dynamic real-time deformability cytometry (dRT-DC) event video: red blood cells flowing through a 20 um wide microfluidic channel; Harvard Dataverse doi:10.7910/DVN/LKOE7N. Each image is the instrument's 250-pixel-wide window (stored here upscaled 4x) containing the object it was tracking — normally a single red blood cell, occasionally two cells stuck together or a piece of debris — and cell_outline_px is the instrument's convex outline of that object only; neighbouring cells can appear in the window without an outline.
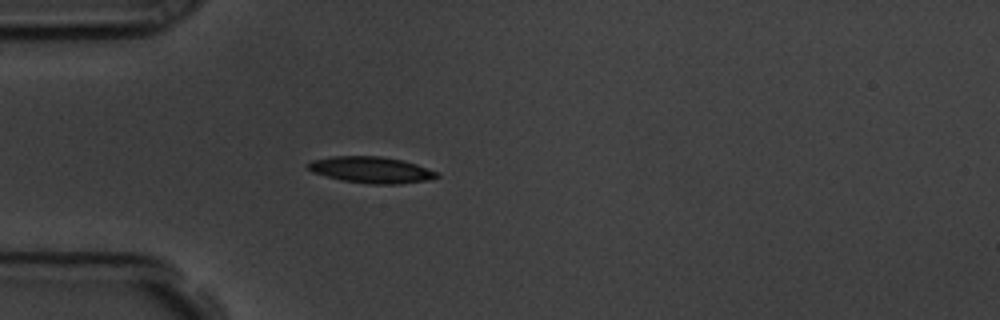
{"species": "common noctule bat (a hibernating species)", "species_latin": "Nyctalus noctula", "temperature_condition": "room temperature", "stored_images_in_passage": 41, "camera_frame_rate_fps": 3000, "um_per_image_px": 0.085, "animal": {"sex": "male", "body_mass_g": 19.5, "forearm_length_mm": 54.6}, "frame": {"image": 1, "passage_image": 1, "time_ms": 0.0, "image_size_px": [1000, 320], "cell_outline_px": [[440, 176], [432, 180], [400, 184], [372, 184], [344, 180], [312, 172], [308, 168], [308, 164], [312, 160], [332, 156], [380, 156], [404, 160], [440, 172]], "centroid_in_image_um": [31.64, 14.43], "position_along_channel_um": 53.4, "area_um2": 19.83}}
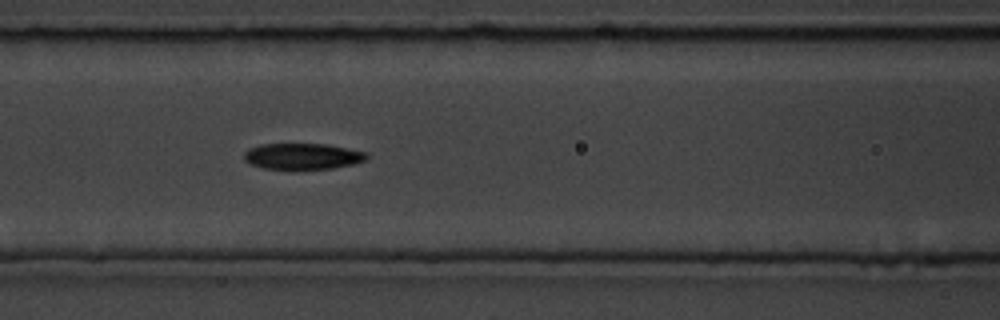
{"frame": {"image": 2, "passage_image": 9, "time_ms": 2.667, "image_size_px": [1000, 320], "cell_outline_px": [[368, 156], [364, 160], [352, 164], [332, 168], [264, 168], [252, 164], [244, 160], [244, 152], [248, 148], [260, 144], [328, 144], [368, 152]], "centroid_in_image_um": [25.72, 13.26], "position_along_channel_um": 140.9, "area_um2": 18.38}}
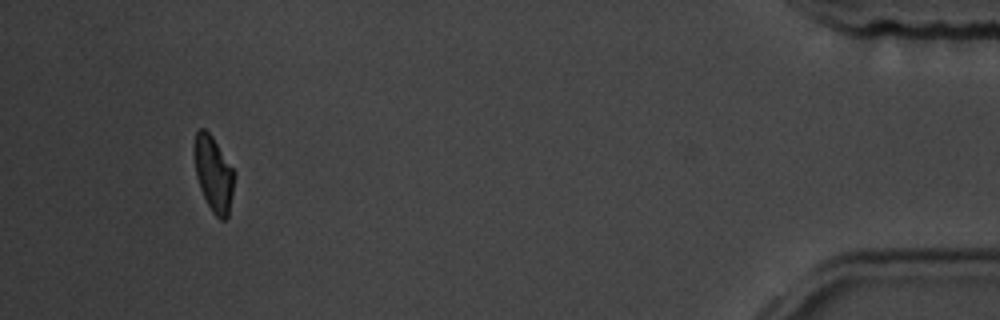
{"frame": {"image": 3, "passage_image": 38, "time_ms": 12.333, "image_size_px": [1000, 320], "cell_outline_px": [[236, 172], [228, 216], [224, 220], [220, 220], [212, 212], [200, 188], [196, 176], [192, 152], [192, 148], [196, 132], [200, 128], [204, 128], [212, 136]], "centroid_in_image_um": [18.13, 14.74], "position_along_channel_um": 417.1, "area_um2": 17.86}, "authors_computed_cell_mechanics": {"area_um2": 19.1318, "velocity_mm_per_s": 3.5913, "shape_relaxation_time_tau1_ms": 3.4401, "shape_relaxation_time_tau2_ms": 10.0996, "deformation_change_tau1": 0.1475, "deformation_change_tau2": 0.1501}}